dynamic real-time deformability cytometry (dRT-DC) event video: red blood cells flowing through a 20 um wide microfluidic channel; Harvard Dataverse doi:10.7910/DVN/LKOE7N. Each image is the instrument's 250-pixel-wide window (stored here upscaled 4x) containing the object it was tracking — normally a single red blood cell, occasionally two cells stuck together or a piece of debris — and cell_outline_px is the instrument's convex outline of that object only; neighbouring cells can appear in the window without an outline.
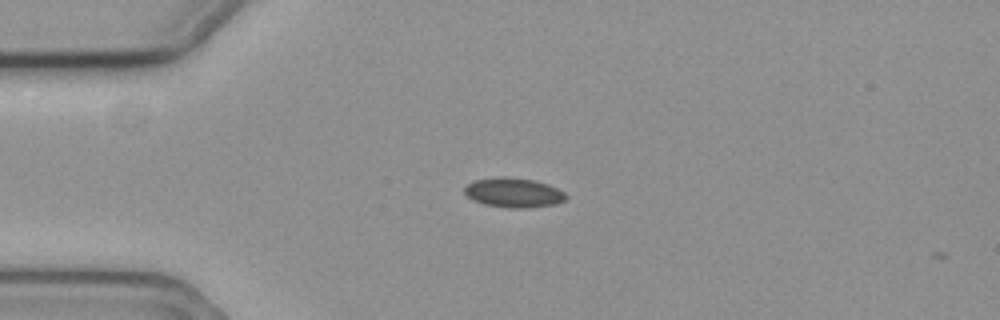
{"species": "common noctule bat (a hibernating species)", "species_latin": "Nyctalus noctula", "temperature_condition": "cold", "stored_images_in_passage": 4, "camera_frame_rate_fps": 3000, "um_per_image_px": 0.085, "animal": {"sex": "female", "body_mass_g": 19.3, "forearm_length_mm": 54.1}, "frame": {"image": 1, "passage_image": 3, "time_ms": 0.667, "image_size_px": [1000, 320], "cell_outline_px": [[568, 196], [564, 200], [556, 204], [528, 208], [508, 208], [484, 204], [472, 200], [464, 192], [464, 188], [468, 184], [476, 180], [500, 176], [504, 176], [532, 180], [548, 184], [564, 192]], "centroid_in_image_um": [43.66, 16.38], "position_along_channel_um": 41.3, "area_um2": 17.46}}